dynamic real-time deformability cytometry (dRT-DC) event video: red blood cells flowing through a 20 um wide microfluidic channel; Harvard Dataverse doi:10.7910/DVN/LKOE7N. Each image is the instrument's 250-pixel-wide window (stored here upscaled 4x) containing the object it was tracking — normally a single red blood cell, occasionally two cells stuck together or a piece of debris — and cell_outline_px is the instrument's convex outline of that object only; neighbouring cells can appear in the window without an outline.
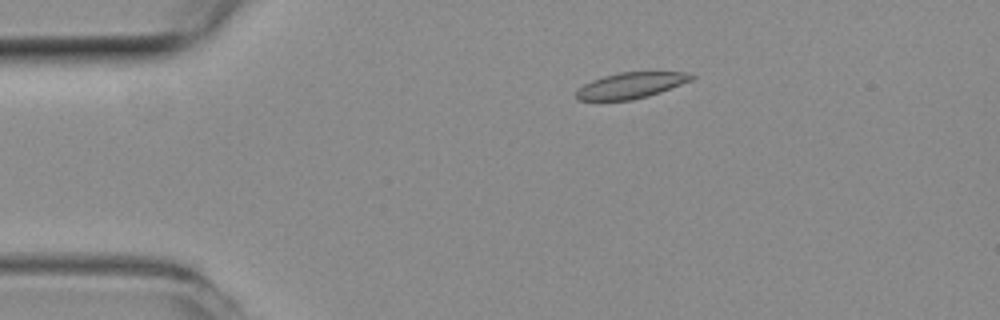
{"species": "common noctule bat (a hibernating species)", "species_latin": "Nyctalus noctula", "temperature_condition": "room temperature", "stored_images_in_passage": 37, "camera_frame_rate_fps": 3000, "um_per_image_px": 0.085, "animal": {"sex": "female", "body_mass_g": 19.3, "forearm_length_mm": 54.1}, "frame": {"image": 1, "passage_image": 1, "time_ms": 0.0, "image_size_px": [1000, 320], "cell_outline_px": [[696, 76], [692, 80], [660, 92], [648, 96], [632, 100], [576, 100], [576, 88], [592, 80], [604, 76], [620, 72], [684, 72]], "centroid_in_image_um": [53.59, 7.26], "position_along_channel_um": 31.4, "area_um2": 17.34}}
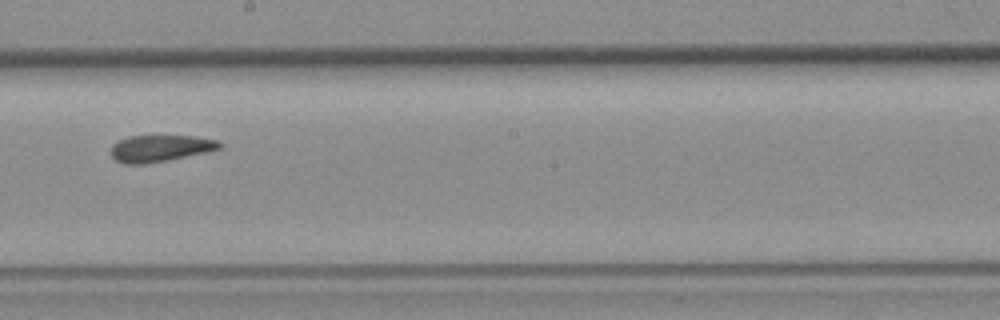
{"frame": {"image": 2, "passage_image": 20, "time_ms": 6.333, "image_size_px": [1000, 320], "cell_outline_px": [[224, 144], [220, 148], [204, 152], [168, 160], [144, 164], [124, 164], [116, 160], [112, 156], [112, 144], [128, 136], [192, 136], [220, 140]], "centroid_in_image_um": [13.63, 12.6], "position_along_channel_um": 234.6, "area_um2": 16.76}}
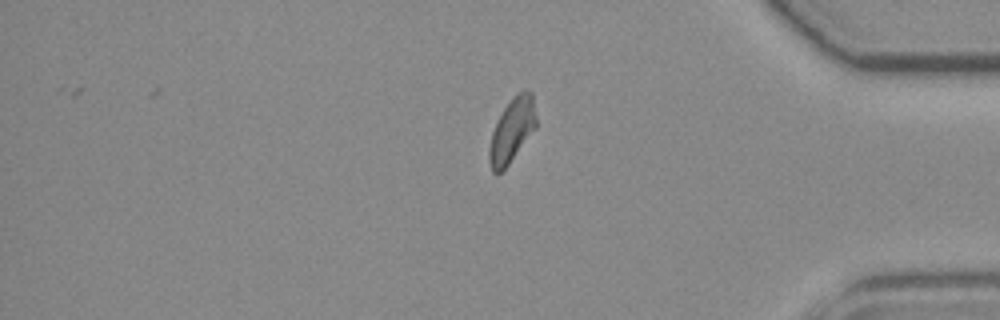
{"frame": {"image": 3, "passage_image": 34, "time_ms": 11.0, "image_size_px": [1000, 320], "cell_outline_px": [[536, 128], [508, 164], [496, 176], [492, 172], [488, 160], [488, 148], [492, 132], [504, 108], [524, 88], [532, 92], [536, 116]], "centroid_in_image_um": [43.51, 11.11], "position_along_channel_um": 391.7, "area_um2": 17.28}}